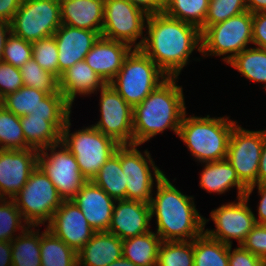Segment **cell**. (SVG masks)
<instances>
[{
  "label": "cell",
  "instance_id": "39",
  "mask_svg": "<svg viewBox=\"0 0 266 266\" xmlns=\"http://www.w3.org/2000/svg\"><path fill=\"white\" fill-rule=\"evenodd\" d=\"M28 226L13 199H0V241H12Z\"/></svg>",
  "mask_w": 266,
  "mask_h": 266
},
{
  "label": "cell",
  "instance_id": "24",
  "mask_svg": "<svg viewBox=\"0 0 266 266\" xmlns=\"http://www.w3.org/2000/svg\"><path fill=\"white\" fill-rule=\"evenodd\" d=\"M61 22L67 26L97 31L104 20V0H59Z\"/></svg>",
  "mask_w": 266,
  "mask_h": 266
},
{
  "label": "cell",
  "instance_id": "40",
  "mask_svg": "<svg viewBox=\"0 0 266 266\" xmlns=\"http://www.w3.org/2000/svg\"><path fill=\"white\" fill-rule=\"evenodd\" d=\"M32 58L47 72L59 79L58 49L54 36L32 43Z\"/></svg>",
  "mask_w": 266,
  "mask_h": 266
},
{
  "label": "cell",
  "instance_id": "2",
  "mask_svg": "<svg viewBox=\"0 0 266 266\" xmlns=\"http://www.w3.org/2000/svg\"><path fill=\"white\" fill-rule=\"evenodd\" d=\"M150 202L151 219L162 241H191L204 233L210 219L198 212L193 196L183 194L164 175L156 182Z\"/></svg>",
  "mask_w": 266,
  "mask_h": 266
},
{
  "label": "cell",
  "instance_id": "9",
  "mask_svg": "<svg viewBox=\"0 0 266 266\" xmlns=\"http://www.w3.org/2000/svg\"><path fill=\"white\" fill-rule=\"evenodd\" d=\"M141 145H120V164L126 178V200H137L150 204L154 183L165 174L151 158L150 151L142 153L137 148ZM144 154V155H143ZM151 166V167H150ZM153 172V173H152Z\"/></svg>",
  "mask_w": 266,
  "mask_h": 266
},
{
  "label": "cell",
  "instance_id": "26",
  "mask_svg": "<svg viewBox=\"0 0 266 266\" xmlns=\"http://www.w3.org/2000/svg\"><path fill=\"white\" fill-rule=\"evenodd\" d=\"M160 236L153 231L123 240V258L136 266H156Z\"/></svg>",
  "mask_w": 266,
  "mask_h": 266
},
{
  "label": "cell",
  "instance_id": "25",
  "mask_svg": "<svg viewBox=\"0 0 266 266\" xmlns=\"http://www.w3.org/2000/svg\"><path fill=\"white\" fill-rule=\"evenodd\" d=\"M200 187L208 193L224 194L233 187L237 189V199L244 197L247 187L239 180L236 170L227 159L202 163Z\"/></svg>",
  "mask_w": 266,
  "mask_h": 266
},
{
  "label": "cell",
  "instance_id": "22",
  "mask_svg": "<svg viewBox=\"0 0 266 266\" xmlns=\"http://www.w3.org/2000/svg\"><path fill=\"white\" fill-rule=\"evenodd\" d=\"M106 83L91 69L85 60L68 68L59 79V91L64 99L73 106L76 97L96 94Z\"/></svg>",
  "mask_w": 266,
  "mask_h": 266
},
{
  "label": "cell",
  "instance_id": "23",
  "mask_svg": "<svg viewBox=\"0 0 266 266\" xmlns=\"http://www.w3.org/2000/svg\"><path fill=\"white\" fill-rule=\"evenodd\" d=\"M123 240L107 231L95 232L77 252V266H108L123 257Z\"/></svg>",
  "mask_w": 266,
  "mask_h": 266
},
{
  "label": "cell",
  "instance_id": "48",
  "mask_svg": "<svg viewBox=\"0 0 266 266\" xmlns=\"http://www.w3.org/2000/svg\"><path fill=\"white\" fill-rule=\"evenodd\" d=\"M134 6L142 9L148 15L164 11L166 0H127Z\"/></svg>",
  "mask_w": 266,
  "mask_h": 266
},
{
  "label": "cell",
  "instance_id": "55",
  "mask_svg": "<svg viewBox=\"0 0 266 266\" xmlns=\"http://www.w3.org/2000/svg\"><path fill=\"white\" fill-rule=\"evenodd\" d=\"M4 107V97L0 93V108Z\"/></svg>",
  "mask_w": 266,
  "mask_h": 266
},
{
  "label": "cell",
  "instance_id": "36",
  "mask_svg": "<svg viewBox=\"0 0 266 266\" xmlns=\"http://www.w3.org/2000/svg\"><path fill=\"white\" fill-rule=\"evenodd\" d=\"M30 148L26 144L20 117L0 108V149L23 150Z\"/></svg>",
  "mask_w": 266,
  "mask_h": 266
},
{
  "label": "cell",
  "instance_id": "4",
  "mask_svg": "<svg viewBox=\"0 0 266 266\" xmlns=\"http://www.w3.org/2000/svg\"><path fill=\"white\" fill-rule=\"evenodd\" d=\"M229 116H188L184 114L178 137L185 143L192 157L199 163L226 159L230 136L237 121Z\"/></svg>",
  "mask_w": 266,
  "mask_h": 266
},
{
  "label": "cell",
  "instance_id": "53",
  "mask_svg": "<svg viewBox=\"0 0 266 266\" xmlns=\"http://www.w3.org/2000/svg\"><path fill=\"white\" fill-rule=\"evenodd\" d=\"M247 10L254 13L266 12V0H244Z\"/></svg>",
  "mask_w": 266,
  "mask_h": 266
},
{
  "label": "cell",
  "instance_id": "47",
  "mask_svg": "<svg viewBox=\"0 0 266 266\" xmlns=\"http://www.w3.org/2000/svg\"><path fill=\"white\" fill-rule=\"evenodd\" d=\"M256 186L258 189V195L261 197L257 207L258 217L255 216V221L257 224L266 225V183L255 184L248 187L244 194V197L247 200H250V195L252 194Z\"/></svg>",
  "mask_w": 266,
  "mask_h": 266
},
{
  "label": "cell",
  "instance_id": "6",
  "mask_svg": "<svg viewBox=\"0 0 266 266\" xmlns=\"http://www.w3.org/2000/svg\"><path fill=\"white\" fill-rule=\"evenodd\" d=\"M70 121L69 118L61 132V142L75 156L82 175L91 181L120 144L92 125L70 133Z\"/></svg>",
  "mask_w": 266,
  "mask_h": 266
},
{
  "label": "cell",
  "instance_id": "29",
  "mask_svg": "<svg viewBox=\"0 0 266 266\" xmlns=\"http://www.w3.org/2000/svg\"><path fill=\"white\" fill-rule=\"evenodd\" d=\"M126 176L120 164V146L102 165L93 182L115 200L126 199Z\"/></svg>",
  "mask_w": 266,
  "mask_h": 266
},
{
  "label": "cell",
  "instance_id": "18",
  "mask_svg": "<svg viewBox=\"0 0 266 266\" xmlns=\"http://www.w3.org/2000/svg\"><path fill=\"white\" fill-rule=\"evenodd\" d=\"M151 220L150 204L137 200H116L107 232L125 240L151 231Z\"/></svg>",
  "mask_w": 266,
  "mask_h": 266
},
{
  "label": "cell",
  "instance_id": "42",
  "mask_svg": "<svg viewBox=\"0 0 266 266\" xmlns=\"http://www.w3.org/2000/svg\"><path fill=\"white\" fill-rule=\"evenodd\" d=\"M32 58V43L15 36L12 32L7 37L1 60L20 68Z\"/></svg>",
  "mask_w": 266,
  "mask_h": 266
},
{
  "label": "cell",
  "instance_id": "43",
  "mask_svg": "<svg viewBox=\"0 0 266 266\" xmlns=\"http://www.w3.org/2000/svg\"><path fill=\"white\" fill-rule=\"evenodd\" d=\"M23 85V80L19 68L0 61V93L3 97L19 90Z\"/></svg>",
  "mask_w": 266,
  "mask_h": 266
},
{
  "label": "cell",
  "instance_id": "20",
  "mask_svg": "<svg viewBox=\"0 0 266 266\" xmlns=\"http://www.w3.org/2000/svg\"><path fill=\"white\" fill-rule=\"evenodd\" d=\"M72 201L80 208L89 225L96 231H108L115 199L92 180L87 181Z\"/></svg>",
  "mask_w": 266,
  "mask_h": 266
},
{
  "label": "cell",
  "instance_id": "31",
  "mask_svg": "<svg viewBox=\"0 0 266 266\" xmlns=\"http://www.w3.org/2000/svg\"><path fill=\"white\" fill-rule=\"evenodd\" d=\"M250 82L263 83L266 91V49L248 47L227 63Z\"/></svg>",
  "mask_w": 266,
  "mask_h": 266
},
{
  "label": "cell",
  "instance_id": "37",
  "mask_svg": "<svg viewBox=\"0 0 266 266\" xmlns=\"http://www.w3.org/2000/svg\"><path fill=\"white\" fill-rule=\"evenodd\" d=\"M48 94L46 92L22 86L14 93L4 97V107L16 116L29 115L41 104V100Z\"/></svg>",
  "mask_w": 266,
  "mask_h": 266
},
{
  "label": "cell",
  "instance_id": "12",
  "mask_svg": "<svg viewBox=\"0 0 266 266\" xmlns=\"http://www.w3.org/2000/svg\"><path fill=\"white\" fill-rule=\"evenodd\" d=\"M38 166L49 177L63 201L72 200L88 181L80 172L75 156L62 142L40 150Z\"/></svg>",
  "mask_w": 266,
  "mask_h": 266
},
{
  "label": "cell",
  "instance_id": "54",
  "mask_svg": "<svg viewBox=\"0 0 266 266\" xmlns=\"http://www.w3.org/2000/svg\"><path fill=\"white\" fill-rule=\"evenodd\" d=\"M108 266H136V265L134 263H132L131 261L122 257L118 260H115L114 262H112Z\"/></svg>",
  "mask_w": 266,
  "mask_h": 266
},
{
  "label": "cell",
  "instance_id": "45",
  "mask_svg": "<svg viewBox=\"0 0 266 266\" xmlns=\"http://www.w3.org/2000/svg\"><path fill=\"white\" fill-rule=\"evenodd\" d=\"M229 266H265V261L241 245L233 250L229 245Z\"/></svg>",
  "mask_w": 266,
  "mask_h": 266
},
{
  "label": "cell",
  "instance_id": "15",
  "mask_svg": "<svg viewBox=\"0 0 266 266\" xmlns=\"http://www.w3.org/2000/svg\"><path fill=\"white\" fill-rule=\"evenodd\" d=\"M100 120L92 124L120 145L133 144V107L110 85L99 90Z\"/></svg>",
  "mask_w": 266,
  "mask_h": 266
},
{
  "label": "cell",
  "instance_id": "51",
  "mask_svg": "<svg viewBox=\"0 0 266 266\" xmlns=\"http://www.w3.org/2000/svg\"><path fill=\"white\" fill-rule=\"evenodd\" d=\"M0 266H12L11 241H0Z\"/></svg>",
  "mask_w": 266,
  "mask_h": 266
},
{
  "label": "cell",
  "instance_id": "3",
  "mask_svg": "<svg viewBox=\"0 0 266 266\" xmlns=\"http://www.w3.org/2000/svg\"><path fill=\"white\" fill-rule=\"evenodd\" d=\"M177 80L178 77H168L133 107V144L142 145L166 129L178 135L186 106Z\"/></svg>",
  "mask_w": 266,
  "mask_h": 266
},
{
  "label": "cell",
  "instance_id": "21",
  "mask_svg": "<svg viewBox=\"0 0 266 266\" xmlns=\"http://www.w3.org/2000/svg\"><path fill=\"white\" fill-rule=\"evenodd\" d=\"M131 50L126 43L100 36L85 56V61L106 84H109L118 74Z\"/></svg>",
  "mask_w": 266,
  "mask_h": 266
},
{
  "label": "cell",
  "instance_id": "14",
  "mask_svg": "<svg viewBox=\"0 0 266 266\" xmlns=\"http://www.w3.org/2000/svg\"><path fill=\"white\" fill-rule=\"evenodd\" d=\"M236 200L211 210L209 216L215 228L204 229L207 236L228 245H232V240L235 239L241 245L257 223L254 212L248 205L249 200L245 197Z\"/></svg>",
  "mask_w": 266,
  "mask_h": 266
},
{
  "label": "cell",
  "instance_id": "33",
  "mask_svg": "<svg viewBox=\"0 0 266 266\" xmlns=\"http://www.w3.org/2000/svg\"><path fill=\"white\" fill-rule=\"evenodd\" d=\"M209 0H166L164 13L168 16L190 23L204 31Z\"/></svg>",
  "mask_w": 266,
  "mask_h": 266
},
{
  "label": "cell",
  "instance_id": "7",
  "mask_svg": "<svg viewBox=\"0 0 266 266\" xmlns=\"http://www.w3.org/2000/svg\"><path fill=\"white\" fill-rule=\"evenodd\" d=\"M201 54L223 56L227 64L252 43V13L248 10L223 22L208 26L201 33Z\"/></svg>",
  "mask_w": 266,
  "mask_h": 266
},
{
  "label": "cell",
  "instance_id": "44",
  "mask_svg": "<svg viewBox=\"0 0 266 266\" xmlns=\"http://www.w3.org/2000/svg\"><path fill=\"white\" fill-rule=\"evenodd\" d=\"M241 246L266 261V225L256 224Z\"/></svg>",
  "mask_w": 266,
  "mask_h": 266
},
{
  "label": "cell",
  "instance_id": "30",
  "mask_svg": "<svg viewBox=\"0 0 266 266\" xmlns=\"http://www.w3.org/2000/svg\"><path fill=\"white\" fill-rule=\"evenodd\" d=\"M35 228L28 226L11 241L12 266H41L40 229Z\"/></svg>",
  "mask_w": 266,
  "mask_h": 266
},
{
  "label": "cell",
  "instance_id": "13",
  "mask_svg": "<svg viewBox=\"0 0 266 266\" xmlns=\"http://www.w3.org/2000/svg\"><path fill=\"white\" fill-rule=\"evenodd\" d=\"M262 149L263 130H247L238 123L234 126L226 159L247 188L257 184Z\"/></svg>",
  "mask_w": 266,
  "mask_h": 266
},
{
  "label": "cell",
  "instance_id": "16",
  "mask_svg": "<svg viewBox=\"0 0 266 266\" xmlns=\"http://www.w3.org/2000/svg\"><path fill=\"white\" fill-rule=\"evenodd\" d=\"M39 151L0 149V199H12L38 166Z\"/></svg>",
  "mask_w": 266,
  "mask_h": 266
},
{
  "label": "cell",
  "instance_id": "19",
  "mask_svg": "<svg viewBox=\"0 0 266 266\" xmlns=\"http://www.w3.org/2000/svg\"><path fill=\"white\" fill-rule=\"evenodd\" d=\"M58 49L59 79L75 63L85 60L101 36L97 31L80 29L62 24L54 33Z\"/></svg>",
  "mask_w": 266,
  "mask_h": 266
},
{
  "label": "cell",
  "instance_id": "17",
  "mask_svg": "<svg viewBox=\"0 0 266 266\" xmlns=\"http://www.w3.org/2000/svg\"><path fill=\"white\" fill-rule=\"evenodd\" d=\"M46 227L76 252L83 248L96 232L72 200L62 202Z\"/></svg>",
  "mask_w": 266,
  "mask_h": 266
},
{
  "label": "cell",
  "instance_id": "49",
  "mask_svg": "<svg viewBox=\"0 0 266 266\" xmlns=\"http://www.w3.org/2000/svg\"><path fill=\"white\" fill-rule=\"evenodd\" d=\"M22 0H0V20L11 23Z\"/></svg>",
  "mask_w": 266,
  "mask_h": 266
},
{
  "label": "cell",
  "instance_id": "10",
  "mask_svg": "<svg viewBox=\"0 0 266 266\" xmlns=\"http://www.w3.org/2000/svg\"><path fill=\"white\" fill-rule=\"evenodd\" d=\"M61 25L59 0H22L11 21V32L33 43L53 36Z\"/></svg>",
  "mask_w": 266,
  "mask_h": 266
},
{
  "label": "cell",
  "instance_id": "5",
  "mask_svg": "<svg viewBox=\"0 0 266 266\" xmlns=\"http://www.w3.org/2000/svg\"><path fill=\"white\" fill-rule=\"evenodd\" d=\"M167 78L168 75L141 49H132L109 84L135 107Z\"/></svg>",
  "mask_w": 266,
  "mask_h": 266
},
{
  "label": "cell",
  "instance_id": "52",
  "mask_svg": "<svg viewBox=\"0 0 266 266\" xmlns=\"http://www.w3.org/2000/svg\"><path fill=\"white\" fill-rule=\"evenodd\" d=\"M11 34V23L0 20V61L7 37Z\"/></svg>",
  "mask_w": 266,
  "mask_h": 266
},
{
  "label": "cell",
  "instance_id": "1",
  "mask_svg": "<svg viewBox=\"0 0 266 266\" xmlns=\"http://www.w3.org/2000/svg\"><path fill=\"white\" fill-rule=\"evenodd\" d=\"M141 50L168 77H178L189 64L190 55L201 53V31L195 25L172 18L164 12L148 15Z\"/></svg>",
  "mask_w": 266,
  "mask_h": 266
},
{
  "label": "cell",
  "instance_id": "11",
  "mask_svg": "<svg viewBox=\"0 0 266 266\" xmlns=\"http://www.w3.org/2000/svg\"><path fill=\"white\" fill-rule=\"evenodd\" d=\"M147 18L145 11L127 0H104L101 36L126 43L132 49H140L145 39Z\"/></svg>",
  "mask_w": 266,
  "mask_h": 266
},
{
  "label": "cell",
  "instance_id": "34",
  "mask_svg": "<svg viewBox=\"0 0 266 266\" xmlns=\"http://www.w3.org/2000/svg\"><path fill=\"white\" fill-rule=\"evenodd\" d=\"M72 106L64 99L59 91L48 94L41 100L39 107L32 111V116L46 117L60 132L66 121L71 117Z\"/></svg>",
  "mask_w": 266,
  "mask_h": 266
},
{
  "label": "cell",
  "instance_id": "32",
  "mask_svg": "<svg viewBox=\"0 0 266 266\" xmlns=\"http://www.w3.org/2000/svg\"><path fill=\"white\" fill-rule=\"evenodd\" d=\"M194 266H229V245L205 233L194 239Z\"/></svg>",
  "mask_w": 266,
  "mask_h": 266
},
{
  "label": "cell",
  "instance_id": "46",
  "mask_svg": "<svg viewBox=\"0 0 266 266\" xmlns=\"http://www.w3.org/2000/svg\"><path fill=\"white\" fill-rule=\"evenodd\" d=\"M252 44L266 49V12L252 14Z\"/></svg>",
  "mask_w": 266,
  "mask_h": 266
},
{
  "label": "cell",
  "instance_id": "50",
  "mask_svg": "<svg viewBox=\"0 0 266 266\" xmlns=\"http://www.w3.org/2000/svg\"><path fill=\"white\" fill-rule=\"evenodd\" d=\"M266 183V129L263 130V149L257 173V184Z\"/></svg>",
  "mask_w": 266,
  "mask_h": 266
},
{
  "label": "cell",
  "instance_id": "38",
  "mask_svg": "<svg viewBox=\"0 0 266 266\" xmlns=\"http://www.w3.org/2000/svg\"><path fill=\"white\" fill-rule=\"evenodd\" d=\"M23 85L46 92H59V79L52 73L45 71L33 58L20 68Z\"/></svg>",
  "mask_w": 266,
  "mask_h": 266
},
{
  "label": "cell",
  "instance_id": "27",
  "mask_svg": "<svg viewBox=\"0 0 266 266\" xmlns=\"http://www.w3.org/2000/svg\"><path fill=\"white\" fill-rule=\"evenodd\" d=\"M26 144L37 151L61 142V132L46 117H20Z\"/></svg>",
  "mask_w": 266,
  "mask_h": 266
},
{
  "label": "cell",
  "instance_id": "35",
  "mask_svg": "<svg viewBox=\"0 0 266 266\" xmlns=\"http://www.w3.org/2000/svg\"><path fill=\"white\" fill-rule=\"evenodd\" d=\"M194 239L162 241L156 266H194Z\"/></svg>",
  "mask_w": 266,
  "mask_h": 266
},
{
  "label": "cell",
  "instance_id": "41",
  "mask_svg": "<svg viewBox=\"0 0 266 266\" xmlns=\"http://www.w3.org/2000/svg\"><path fill=\"white\" fill-rule=\"evenodd\" d=\"M245 11L247 7L244 0H209L204 30Z\"/></svg>",
  "mask_w": 266,
  "mask_h": 266
},
{
  "label": "cell",
  "instance_id": "8",
  "mask_svg": "<svg viewBox=\"0 0 266 266\" xmlns=\"http://www.w3.org/2000/svg\"><path fill=\"white\" fill-rule=\"evenodd\" d=\"M12 199L25 222L38 228L41 224L45 225V222H51L54 212L63 202L56 187L39 166Z\"/></svg>",
  "mask_w": 266,
  "mask_h": 266
},
{
  "label": "cell",
  "instance_id": "28",
  "mask_svg": "<svg viewBox=\"0 0 266 266\" xmlns=\"http://www.w3.org/2000/svg\"><path fill=\"white\" fill-rule=\"evenodd\" d=\"M41 266H77V252L45 228L40 233Z\"/></svg>",
  "mask_w": 266,
  "mask_h": 266
}]
</instances>
